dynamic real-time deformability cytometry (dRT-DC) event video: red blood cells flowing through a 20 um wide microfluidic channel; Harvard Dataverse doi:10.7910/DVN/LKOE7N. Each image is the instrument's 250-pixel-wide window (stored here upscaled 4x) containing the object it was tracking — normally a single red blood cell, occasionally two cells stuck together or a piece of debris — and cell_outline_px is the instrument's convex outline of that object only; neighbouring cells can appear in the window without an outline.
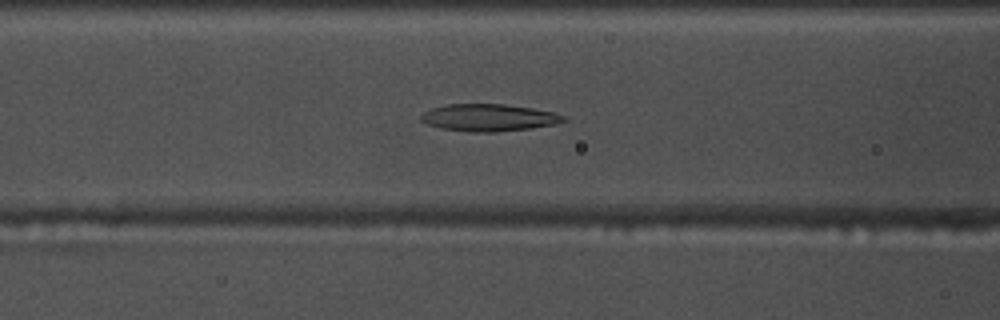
{"species": "common noctule bat (a hibernating species)", "species_latin": "Nyctalus noctula", "temperature_condition": "warm", "stored_images_in_passage": 53, "camera_frame_rate_fps": 3000, "um_per_image_px": 0.085, "animal": {"sex": "male", "body_mass_g": 17.5, "forearm_length_mm": 52.3}, "frame": {"image": 1, "passage_image": 20, "time_ms": 6.333, "image_size_px": [1000, 320], "cell_outline_px": [[568, 120], [556, 124], [532, 128], [496, 132], [472, 132], [440, 128], [428, 124], [420, 120], [420, 116], [424, 112], [432, 108], [444, 104], [504, 104], [532, 108], [556, 112], [568, 116]], "centroid_in_image_um": [41.6, 9.99], "position_along_channel_um": 125.0, "area_um2": 22.83}}
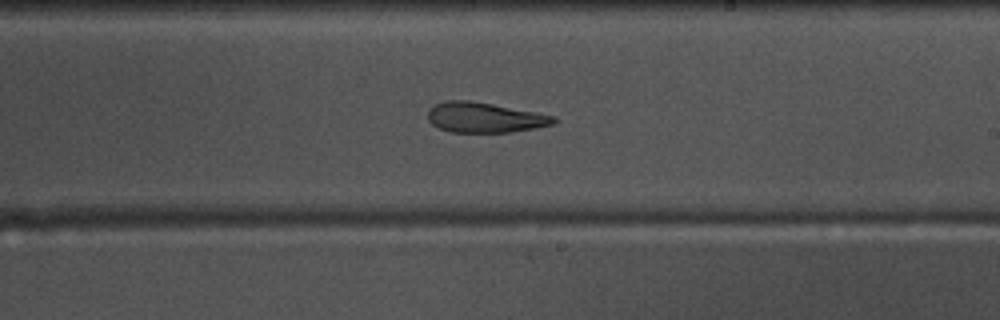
{"frame": {"image": 2, "passage_image": 30, "time_ms": 9.667, "image_size_px": [1000, 320], "cell_outline_px": [[560, 120], [552, 124], [536, 128], [512, 132], [448, 132], [432, 124], [428, 120], [428, 112], [436, 104], [448, 100], [468, 100], [492, 104], [536, 112], [556, 116]], "centroid_in_image_um": [41.23, 9.99], "position_along_channel_um": 247.8, "area_um2": 22.08}}
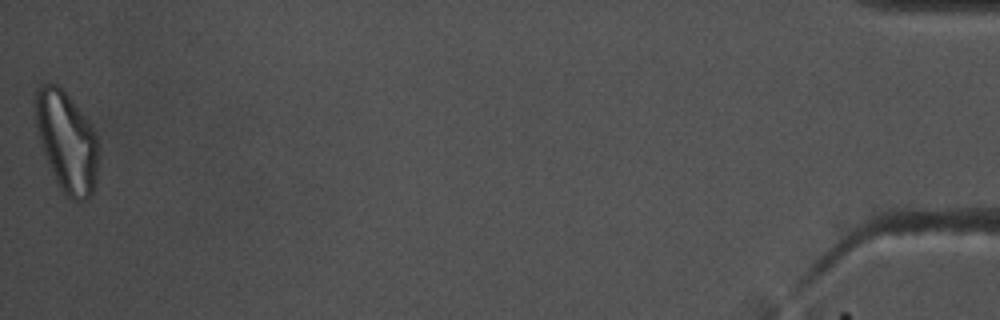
{"frame": {"image": 3, "passage_image": 53, "time_ms": 17.333, "image_size_px": [1000, 320], "cell_outline_px": [[100, 156], [96, 180], [92, 192], [84, 200], [72, 200], [64, 192], [56, 180], [40, 140], [36, 124], [36, 88], [40, 84], [56, 84], [68, 96], [84, 116], [92, 128], [96, 136], [100, 152]], "centroid_in_image_um": [5.71, 12.05], "position_along_channel_um": 429.5, "area_um2": 36.01}, "authors_computed_cell_mechanics": {"area_um2": 25.3164, "velocity_mm_per_s": 3.7002, "shape_relaxation_time_tau1_ms": null, "shape_relaxation_time_tau2_ms": 4.6667, "deformation_change_tau1": null, "deformation_change_tau2": 0.1467}}